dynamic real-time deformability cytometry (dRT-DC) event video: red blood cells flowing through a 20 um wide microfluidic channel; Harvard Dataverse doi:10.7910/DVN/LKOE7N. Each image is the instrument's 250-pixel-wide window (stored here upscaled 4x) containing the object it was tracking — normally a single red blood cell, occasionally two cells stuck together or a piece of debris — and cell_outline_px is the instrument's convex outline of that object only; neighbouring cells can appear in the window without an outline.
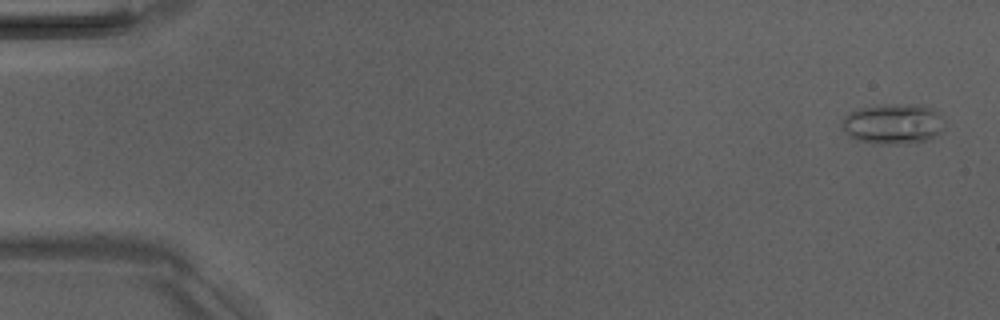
{"species": "Egyptian fruit bat (a non-hibernating species)", "species_latin": "Rousettus aegyptiacus", "temperature_condition": "room temperature", "stored_images_in_passage": 3, "camera_frame_rate_fps": 3000, "um_per_image_px": 0.085, "animal": {"sex": "male"}, "frame": {"image": 1, "passage_image": 1, "time_ms": 0.0, "image_size_px": [1000, 320], "cell_outline_px": [[944, 116], [940, 132], [932, 140], [912, 144], [880, 144], [856, 140], [848, 136], [844, 132], [840, 124], [844, 116], [848, 112], [860, 108], [884, 104], [920, 104], [932, 108], [940, 112]], "centroid_in_image_um": [75.92, 10.53], "position_along_channel_um": 9.1, "area_um2": 24.85}}